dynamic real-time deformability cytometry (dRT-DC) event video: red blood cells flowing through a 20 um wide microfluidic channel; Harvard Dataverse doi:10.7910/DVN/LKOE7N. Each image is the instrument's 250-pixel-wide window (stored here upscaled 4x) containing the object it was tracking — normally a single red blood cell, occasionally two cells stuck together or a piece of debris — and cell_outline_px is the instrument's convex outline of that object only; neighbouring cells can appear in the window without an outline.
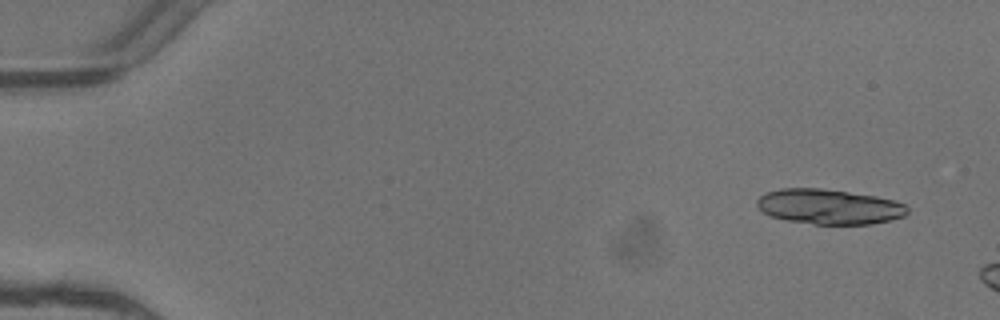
{"species": "common noctule bat (a hibernating species)", "species_latin": "Nyctalus noctula", "temperature_condition": "warm", "stored_images_in_passage": 3, "camera_frame_rate_fps": 3000, "um_per_image_px": 0.085, "animal": {"sex": "female"}, "frame": {"image": 1, "passage_image": 1, "time_ms": 0.0, "image_size_px": [1000, 320], "cell_outline_px": [[908, 212], [904, 216], [872, 224], [816, 224], [784, 220], [768, 216], [756, 204], [756, 200], [760, 196], [768, 192], [780, 188], [820, 188], [876, 196], [896, 200], [904, 204], [908, 208]], "centroid_in_image_um": [70.46, 17.57], "position_along_channel_um": 14.5, "area_um2": 30.75}}